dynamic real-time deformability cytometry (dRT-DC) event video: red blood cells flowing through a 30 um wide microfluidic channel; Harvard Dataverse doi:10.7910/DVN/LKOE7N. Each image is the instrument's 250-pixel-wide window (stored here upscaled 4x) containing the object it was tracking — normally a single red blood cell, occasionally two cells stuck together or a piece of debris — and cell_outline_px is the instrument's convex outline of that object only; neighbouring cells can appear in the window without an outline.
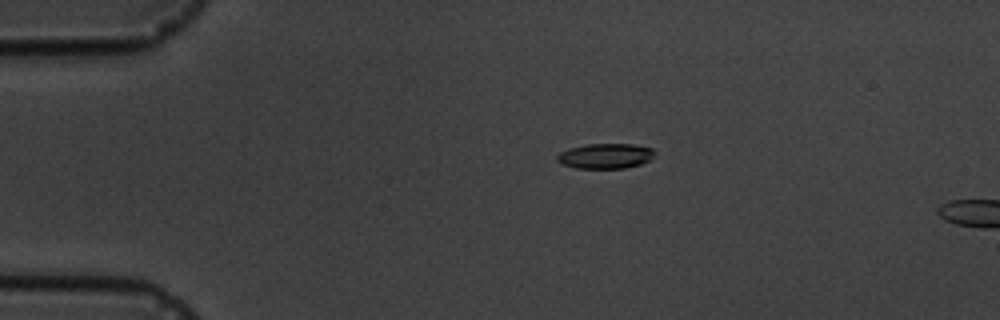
{"species": "common noctule bat (a hibernating species)", "species_latin": "Nyctalus noctula", "temperature_condition": "cold", "stored_images_in_passage": 5, "camera_frame_rate_fps": 3000, "um_per_image_px": 0.085, "animal": {"sex": "male", "body_mass_g": 19.5, "forearm_length_mm": 54.6}, "frame": {"image": 1, "passage_image": 4, "time_ms": 3.333, "image_size_px": [1000, 320], "cell_outline_px": [[652, 156], [648, 160], [640, 164], [624, 168], [576, 168], [564, 164], [556, 160], [556, 156], [560, 152], [568, 148], [588, 144], [632, 144], [652, 148]], "centroid_in_image_um": [51.41, 13.25], "position_along_channel_um": 33.6, "area_um2": 14.05}}